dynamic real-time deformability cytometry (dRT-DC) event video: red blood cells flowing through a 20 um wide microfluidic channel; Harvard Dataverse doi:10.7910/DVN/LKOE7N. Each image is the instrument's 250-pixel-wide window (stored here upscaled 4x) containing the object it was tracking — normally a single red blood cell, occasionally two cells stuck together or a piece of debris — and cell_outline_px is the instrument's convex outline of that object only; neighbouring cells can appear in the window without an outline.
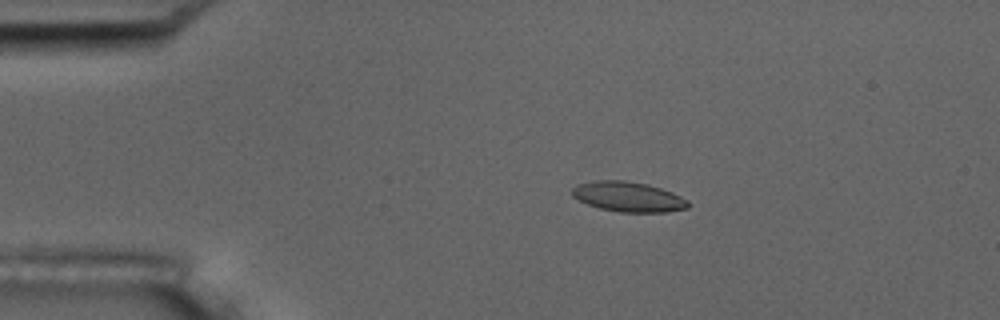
{"species": "common noctule bat (a hibernating species)", "species_latin": "Nyctalus noctula", "temperature_condition": "room temperature", "stored_images_in_passage": 7, "camera_frame_rate_fps": 3000, "um_per_image_px": 0.085, "animal": {"sex": "male", "body_mass_g": 17.5, "forearm_length_mm": 52.3}, "frame": {"image": 1, "passage_image": 3, "time_ms": 0.667, "image_size_px": [1000, 320], "cell_outline_px": [[688, 208], [668, 212], [620, 212], [600, 208], [588, 204], [572, 196], [572, 188], [576, 184], [592, 180], [624, 180], [648, 184], [672, 192], [688, 200]], "centroid_in_image_um": [53.39, 16.71], "position_along_channel_um": 31.6, "area_um2": 20.35}}